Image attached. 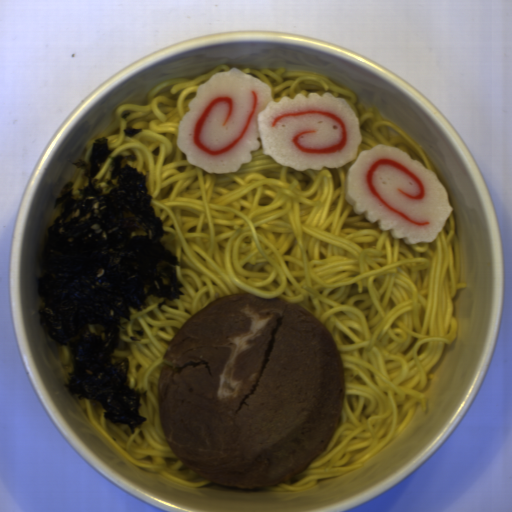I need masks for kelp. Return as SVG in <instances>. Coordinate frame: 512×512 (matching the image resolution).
Segmentation results:
<instances>
[{
	"mask_svg": "<svg viewBox=\"0 0 512 512\" xmlns=\"http://www.w3.org/2000/svg\"><path fill=\"white\" fill-rule=\"evenodd\" d=\"M142 129L135 128L133 126H127L123 129V133L125 136H128L130 138H135L140 134Z\"/></svg>",
	"mask_w": 512,
	"mask_h": 512,
	"instance_id": "obj_2",
	"label": "kelp"
},
{
	"mask_svg": "<svg viewBox=\"0 0 512 512\" xmlns=\"http://www.w3.org/2000/svg\"><path fill=\"white\" fill-rule=\"evenodd\" d=\"M126 152L111 157L106 138H95L87 161L71 162L84 170L82 185L67 182L55 199L61 212L45 229L37 287L40 325L72 355L63 385L79 400L98 401L105 419L133 435L148 420L139 409L149 395L131 388L127 358L113 361L121 321L145 311L148 298L181 299L184 286L179 258L163 245L148 175L130 165L137 153ZM106 159L109 179L94 180Z\"/></svg>",
	"mask_w": 512,
	"mask_h": 512,
	"instance_id": "obj_1",
	"label": "kelp"
}]
</instances>
